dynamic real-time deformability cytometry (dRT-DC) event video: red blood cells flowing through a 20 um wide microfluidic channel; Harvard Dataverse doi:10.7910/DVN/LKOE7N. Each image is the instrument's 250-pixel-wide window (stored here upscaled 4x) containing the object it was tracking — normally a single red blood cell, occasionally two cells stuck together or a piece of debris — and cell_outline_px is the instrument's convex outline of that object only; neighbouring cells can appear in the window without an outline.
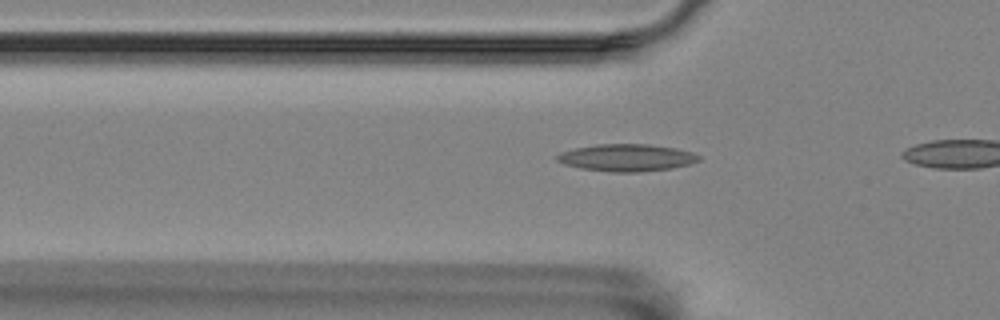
{"species": "Egyptian fruit bat (a non-hibernating species)", "species_latin": "Rousettus aegyptiacus", "temperature_condition": "room temperature", "stored_images_in_passage": 10, "camera_frame_rate_fps": 3000, "um_per_image_px": 0.085, "animal": {"sex": "female"}, "frame": {"image": 1, "passage_image": 7, "time_ms": 2.0, "image_size_px": [1000, 320], "cell_outline_px": [[700, 160], [688, 164], [672, 168], [636, 172], [612, 172], [580, 168], [564, 164], [556, 160], [556, 156], [560, 152], [572, 148], [596, 144], [648, 144], [676, 148], [692, 152], [700, 156]], "centroid_in_image_um": [53.23, 13.39], "position_along_channel_um": 72.6, "area_um2": 22.48}}